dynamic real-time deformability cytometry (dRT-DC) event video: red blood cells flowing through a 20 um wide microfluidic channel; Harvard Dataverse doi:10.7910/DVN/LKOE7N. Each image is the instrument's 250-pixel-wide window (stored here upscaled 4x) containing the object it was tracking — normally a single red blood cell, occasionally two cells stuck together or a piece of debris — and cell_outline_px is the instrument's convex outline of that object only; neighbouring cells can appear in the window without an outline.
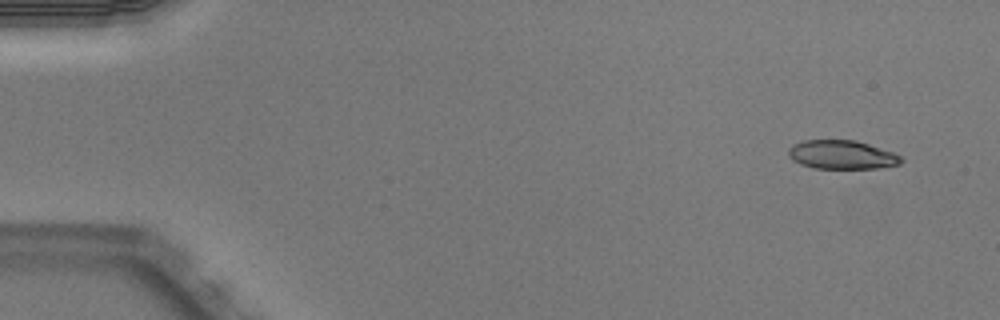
{"species": "Egyptian fruit bat (a non-hibernating species)", "species_latin": "Rousettus aegyptiacus", "temperature_condition": "warm", "stored_images_in_passage": 48, "camera_frame_rate_fps": 3000, "um_per_image_px": 0.085, "animal": {"sex": "male"}, "frame": {"image": 1, "passage_image": 1, "time_ms": 0.0, "image_size_px": [1000, 320], "cell_outline_px": [[904, 160], [900, 164], [880, 168], [812, 168], [800, 164], [792, 160], [788, 156], [788, 148], [792, 144], [804, 140], [856, 140], [892, 152], [900, 156]], "centroid_in_image_um": [71.52, 13.15], "position_along_channel_um": 13.5, "area_um2": 18.96}}
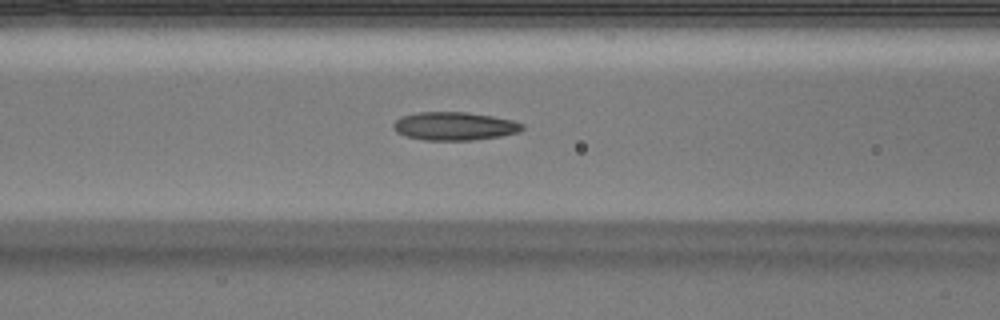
{"frame": {"image": 2, "passage_image": 19, "time_ms": 6.0, "image_size_px": [1000, 320], "cell_outline_px": [[524, 128], [520, 132], [500, 136], [472, 140], [424, 140], [404, 136], [396, 132], [392, 124], [400, 116], [420, 112], [468, 112], [492, 116], [512, 120], [524, 124]], "centroid_in_image_um": [38.62, 10.72], "position_along_channel_um": 128.0, "area_um2": 21.33}}
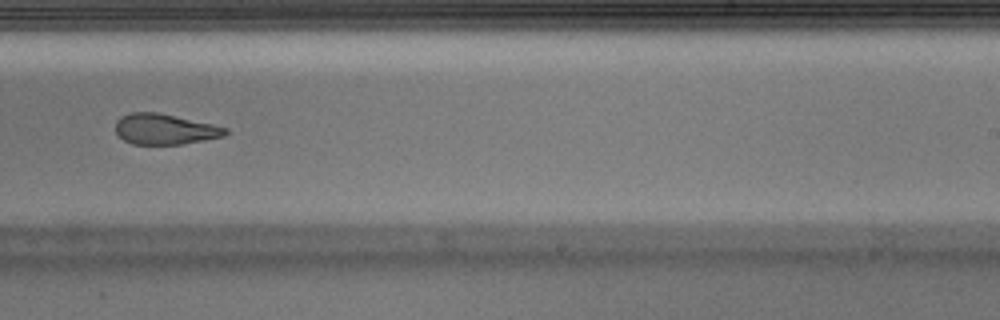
{"frame": {"image": 3, "passage_image": 30, "time_ms": 9.667, "image_size_px": [1000, 320], "cell_outline_px": [[228, 132], [224, 136], [204, 140], [180, 144], [132, 144], [124, 140], [116, 132], [116, 120], [120, 116], [132, 112], [156, 112], [212, 124], [228, 128]], "centroid_in_image_um": [13.99, 10.98], "position_along_channel_um": 275.0, "area_um2": 19.42}, "authors_computed_cell_mechanics": {"area_um2": 20.808, "velocity_mm_per_s": 4.0098, "shape_relaxation_time_tau1_ms": null, "shape_relaxation_time_tau2_ms": 2.1846, "deformation_change_tau1": null, "deformation_change_tau2": 0.1045}}